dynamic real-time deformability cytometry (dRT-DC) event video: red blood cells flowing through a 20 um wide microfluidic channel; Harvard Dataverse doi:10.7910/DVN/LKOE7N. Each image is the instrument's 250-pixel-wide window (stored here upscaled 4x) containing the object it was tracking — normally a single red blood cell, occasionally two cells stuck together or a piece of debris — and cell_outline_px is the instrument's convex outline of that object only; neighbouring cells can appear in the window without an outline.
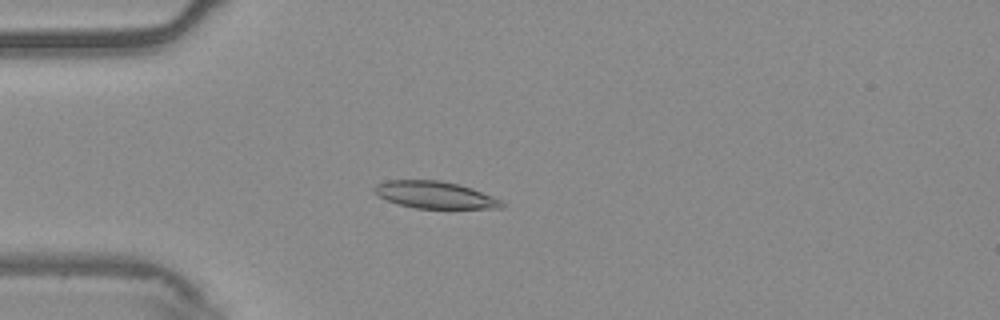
{"species": "common noctule bat (a hibernating species)", "species_latin": "Nyctalus noctula", "temperature_condition": "warm", "stored_images_in_passage": 55, "camera_frame_rate_fps": 3000, "um_per_image_px": 0.085, "animal": {"sex": "male", "body_mass_g": 20.4}, "frame": {"image": 1, "passage_image": 15, "time_ms": 4.667, "image_size_px": [1000, 320], "cell_outline_px": [[504, 208], [416, 208], [396, 204], [372, 192], [372, 188], [376, 184], [384, 180], [440, 180], [460, 184], [472, 188], [504, 200]], "centroid_in_image_um": [36.97, 16.56], "position_along_channel_um": 48.0, "area_um2": 20.35}}
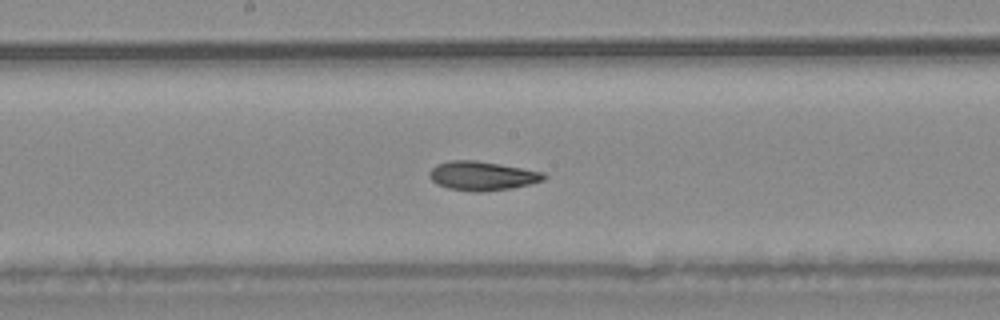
{"frame": {"image": 2, "passage_image": 29, "time_ms": 9.333, "image_size_px": [1000, 320], "cell_outline_px": [[548, 176], [544, 180], [512, 188], [484, 192], [472, 192], [448, 188], [436, 184], [428, 176], [428, 172], [436, 164], [448, 160], [476, 160], [500, 164], [544, 172]], "centroid_in_image_um": [40.96, 14.95], "position_along_channel_um": 207.2, "area_um2": 19.59}}
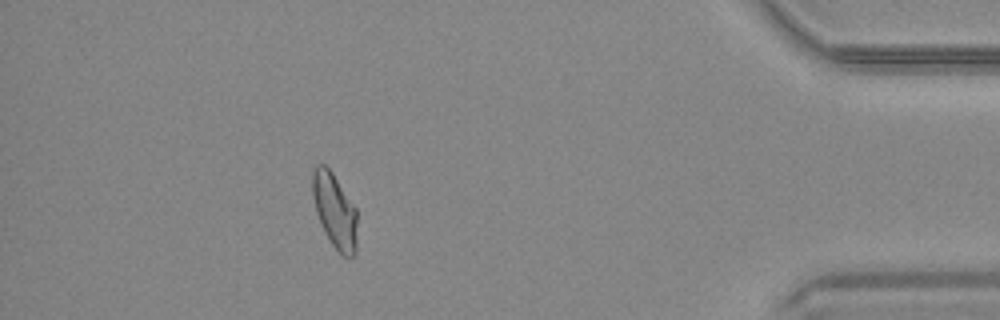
{"frame": {"image": 3, "passage_image": 49, "time_ms": 16.0, "image_size_px": [1000, 320], "cell_outline_px": [[356, 252], [348, 260], [332, 244], [316, 212], [312, 196], [312, 172], [316, 164], [324, 164], [332, 172], [356, 208]], "centroid_in_image_um": [28.45, 17.88], "position_along_channel_um": 406.8, "area_um2": 19.19}, "authors_computed_cell_mechanics": {"area_um2": 19.941, "velocity_mm_per_s": 3.7256, "shape_relaxation_time_tau1_ms": 10.0248, "shape_relaxation_time_tau2_ms": 3.0884, "deformation_change_tau1": 0.201, "deformation_change_tau2": 0.0907}}